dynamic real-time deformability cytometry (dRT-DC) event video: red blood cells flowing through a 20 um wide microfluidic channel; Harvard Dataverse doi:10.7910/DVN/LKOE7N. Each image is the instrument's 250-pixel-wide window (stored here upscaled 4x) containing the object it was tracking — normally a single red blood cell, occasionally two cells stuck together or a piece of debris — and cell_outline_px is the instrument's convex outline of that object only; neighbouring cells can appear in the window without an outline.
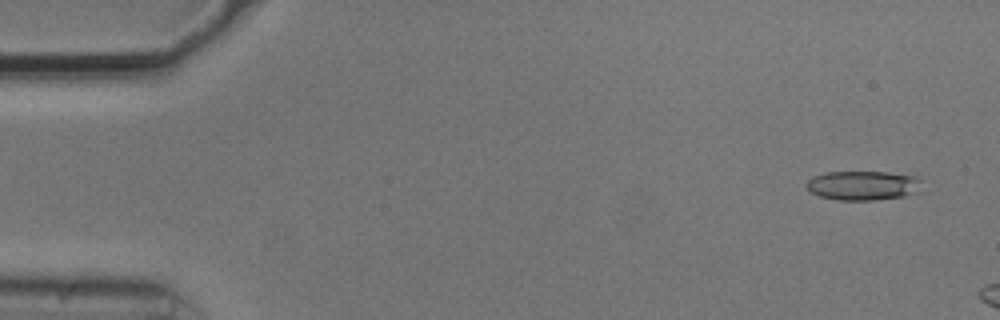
{"species": "common noctule bat (a hibernating species)", "species_latin": "Nyctalus noctula", "temperature_condition": "cold", "stored_images_in_passage": 8, "camera_frame_rate_fps": 3000, "um_per_image_px": 0.085, "animal": {"sex": "male", "body_mass_g": 20.5, "forearm_length_mm": 52.5}, "frame": {"image": 1, "passage_image": 3, "time_ms": 0.667, "image_size_px": [1000, 320], "cell_outline_px": [[920, 192], [904, 196], [872, 200], [840, 200], [820, 196], [812, 192], [804, 184], [812, 176], [828, 172], [888, 172], [916, 176], [920, 180]], "centroid_in_image_um": [73.37, 15.76], "position_along_channel_um": 11.6, "area_um2": 19.71}}